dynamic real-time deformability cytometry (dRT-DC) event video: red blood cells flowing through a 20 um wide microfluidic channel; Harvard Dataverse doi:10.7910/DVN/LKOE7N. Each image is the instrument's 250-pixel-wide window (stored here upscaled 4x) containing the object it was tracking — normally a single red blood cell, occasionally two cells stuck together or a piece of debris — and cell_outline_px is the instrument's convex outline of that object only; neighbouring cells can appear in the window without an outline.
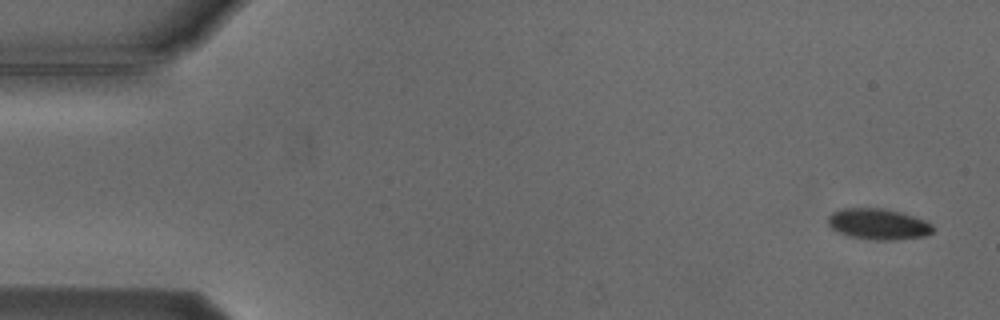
{"species": "Egyptian fruit bat (a non-hibernating species)", "species_latin": "Rousettus aegyptiacus", "temperature_condition": "cold", "stored_images_in_passage": 5, "segment_of_instrument_passage": [2, 2], "camera_frame_rate_fps": 3000, "um_per_image_px": 0.085, "animal": {"sex": "male"}, "frame": {"image": 1, "passage_image": 5, "time_ms": 5.667, "image_size_px": [1000, 320], "cell_outline_px": [[932, 232], [924, 236], [896, 240], [876, 240], [848, 236], [832, 228], [828, 224], [828, 216], [832, 212], [840, 208], [884, 208], [900, 212], [924, 220], [932, 224]], "centroid_in_image_um": [74.63, 19.04], "position_along_channel_um": 10.4, "area_um2": 18.84}}